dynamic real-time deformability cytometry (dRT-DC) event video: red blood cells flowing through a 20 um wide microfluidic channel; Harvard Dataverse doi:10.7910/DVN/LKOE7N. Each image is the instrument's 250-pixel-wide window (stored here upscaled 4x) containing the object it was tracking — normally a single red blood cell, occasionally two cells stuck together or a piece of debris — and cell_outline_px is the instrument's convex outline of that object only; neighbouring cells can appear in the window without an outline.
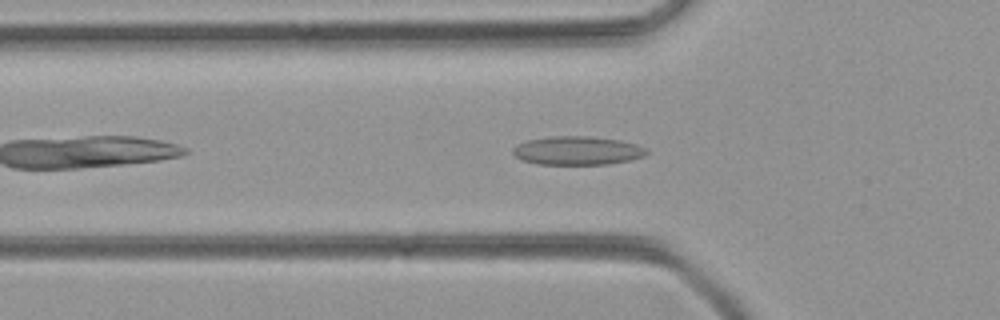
{"species": "common noctule bat (a hibernating species)", "species_latin": "Nyctalus noctula", "temperature_condition": "room temperature", "stored_images_in_passage": 39, "camera_frame_rate_fps": 3000, "um_per_image_px": 0.085, "animal": {"sex": "female", "body_mass_g": 21.9}, "frame": {"image": 1, "passage_image": 6, "time_ms": 1.667, "image_size_px": [1000, 320], "cell_outline_px": [[648, 152], [644, 156], [628, 160], [608, 164], [536, 164], [520, 160], [512, 152], [512, 148], [516, 144], [528, 140], [552, 136], [588, 136], [620, 140], [636, 144], [648, 148]], "centroid_in_image_um": [49.05, 12.8], "position_along_channel_um": 76.7, "area_um2": 22.37}}
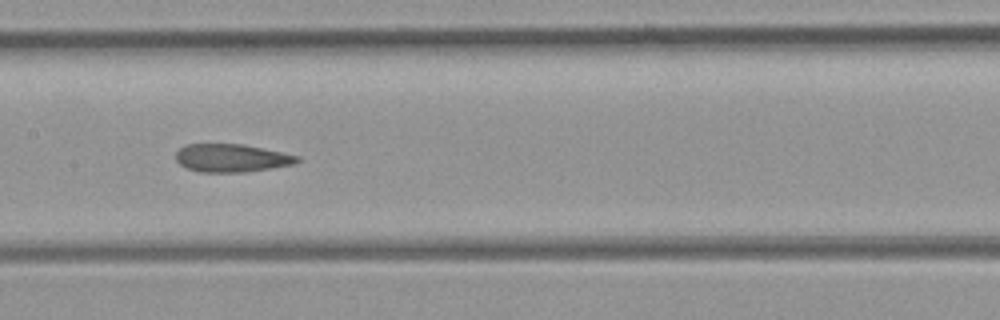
{"frame": {"image": 2, "passage_image": 14, "time_ms": 4.333, "image_size_px": [1000, 320], "cell_outline_px": [[300, 160], [292, 164], [244, 172], [200, 172], [188, 168], [180, 164], [176, 160], [176, 152], [184, 144], [240, 144], [300, 156]], "centroid_in_image_um": [19.63, 13.43], "position_along_channel_um": 187.8, "area_um2": 19.48}}
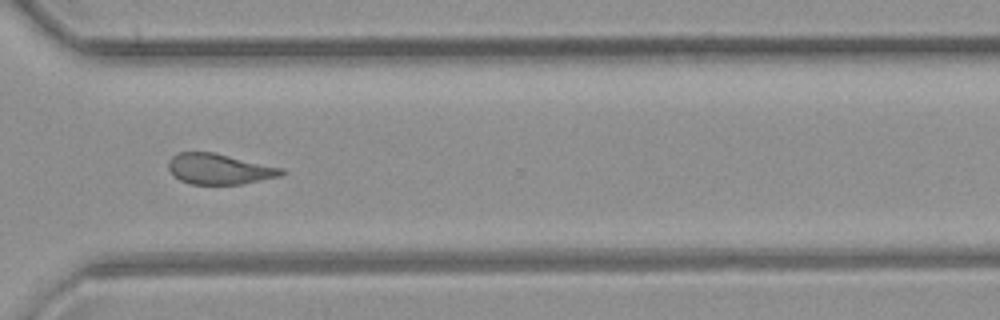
{"frame": {"image": 3, "passage_image": 26, "time_ms": 8.333, "image_size_px": [1000, 320], "cell_outline_px": [[288, 172], [284, 176], [240, 184], [192, 184], [180, 180], [168, 168], [168, 160], [172, 156], [180, 152], [216, 152], [284, 168]], "centroid_in_image_um": [18.72, 14.35], "position_along_channel_um": 351.9, "area_um2": 20.4}}